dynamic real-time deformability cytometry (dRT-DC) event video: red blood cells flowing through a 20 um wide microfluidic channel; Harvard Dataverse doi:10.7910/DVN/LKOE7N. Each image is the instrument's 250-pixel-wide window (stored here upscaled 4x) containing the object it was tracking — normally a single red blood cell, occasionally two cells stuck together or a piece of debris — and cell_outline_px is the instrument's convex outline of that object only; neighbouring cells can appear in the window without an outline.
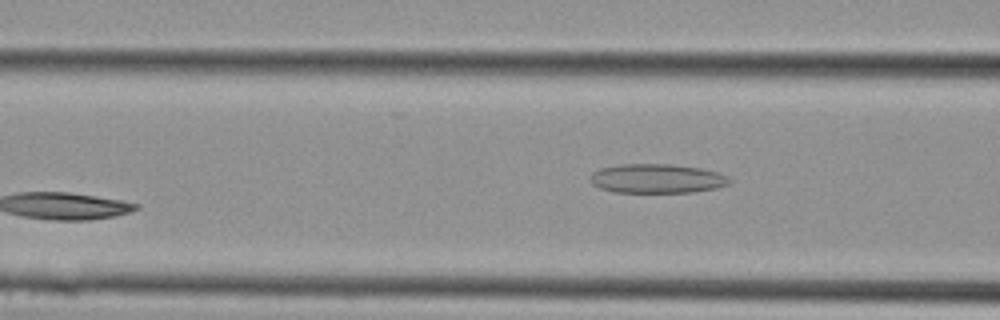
{"species": "Egyptian fruit bat (a non-hibernating species)", "species_latin": "Rousettus aegyptiacus", "temperature_condition": "cold", "stored_images_in_passage": 5, "segment_of_instrument_passage": [2, 2], "camera_frame_rate_fps": 3000, "um_per_image_px": 0.085, "animal": {"sex": "female"}, "frame": {"image": 1, "passage_image": 5, "time_ms": 1.333, "image_size_px": [1000, 320], "cell_outline_px": [[732, 180], [728, 184], [716, 188], [692, 192], [612, 192], [600, 188], [592, 184], [592, 172], [600, 168], [620, 164], [672, 164], [700, 168], [716, 172], [728, 176]], "centroid_in_image_um": [55.84, 15.17], "position_along_channel_um": 110.8, "area_um2": 23.64}}